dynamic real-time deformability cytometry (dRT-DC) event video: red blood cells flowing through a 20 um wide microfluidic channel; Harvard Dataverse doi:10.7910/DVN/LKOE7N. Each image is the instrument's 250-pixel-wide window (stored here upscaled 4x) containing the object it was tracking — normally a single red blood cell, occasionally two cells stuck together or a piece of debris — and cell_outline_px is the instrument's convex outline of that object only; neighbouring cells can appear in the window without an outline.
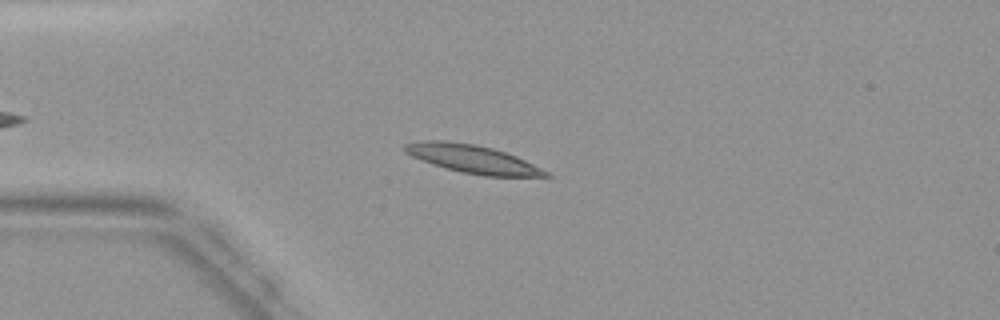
{"species": "common noctule bat (a hibernating species)", "species_latin": "Nyctalus noctula", "temperature_condition": "warm", "stored_images_in_passage": 38, "camera_frame_rate_fps": 3000, "um_per_image_px": 0.085, "animal": {"sex": "female", "body_mass_g": 19.9}, "frame": {"image": 1, "passage_image": 8, "time_ms": 2.333, "image_size_px": [1000, 320], "cell_outline_px": [[552, 176], [480, 176], [460, 172], [444, 168], [432, 164], [412, 156], [404, 152], [400, 148], [404, 144], [416, 140], [448, 140], [476, 144], [492, 148], [516, 156], [548, 172]], "centroid_in_image_um": [40.06, 13.49], "position_along_channel_um": 44.9, "area_um2": 23.29}}
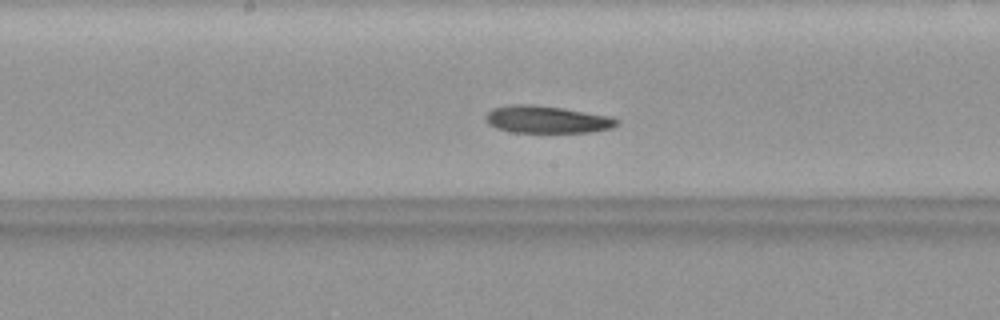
{"frame": {"image": 2, "passage_image": 20, "time_ms": 6.333, "image_size_px": [1000, 320], "cell_outline_px": [[620, 124], [612, 128], [592, 132], [512, 132], [496, 128], [488, 124], [484, 120], [484, 116], [492, 108], [512, 104], [532, 104], [564, 108], [608, 116], [620, 120]], "centroid_in_image_um": [46.46, 10.15], "position_along_channel_um": 201.7, "area_um2": 21.04}}
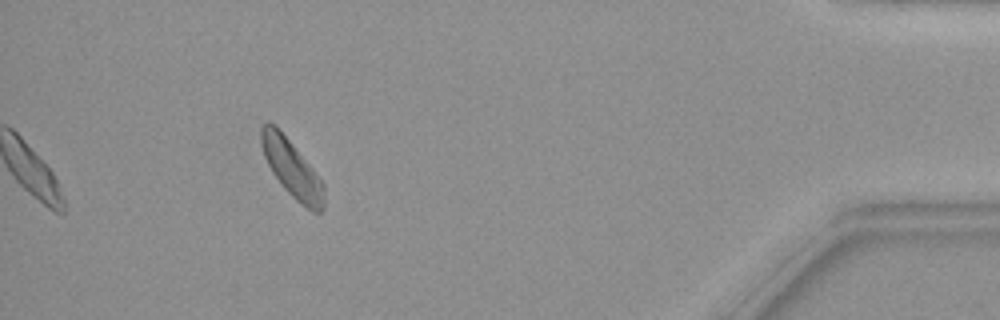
{"frame": {"image": 3, "passage_image": 38, "time_ms": 12.333, "image_size_px": [1000, 320], "cell_outline_px": [[324, 208], [320, 212], [312, 212], [296, 200], [284, 188], [272, 172], [264, 156], [260, 144], [260, 128], [268, 120], [276, 124], [312, 168], [324, 184]], "centroid_in_image_um": [24.78, 14.29], "position_along_channel_um": 410.4, "area_um2": 20.92}}